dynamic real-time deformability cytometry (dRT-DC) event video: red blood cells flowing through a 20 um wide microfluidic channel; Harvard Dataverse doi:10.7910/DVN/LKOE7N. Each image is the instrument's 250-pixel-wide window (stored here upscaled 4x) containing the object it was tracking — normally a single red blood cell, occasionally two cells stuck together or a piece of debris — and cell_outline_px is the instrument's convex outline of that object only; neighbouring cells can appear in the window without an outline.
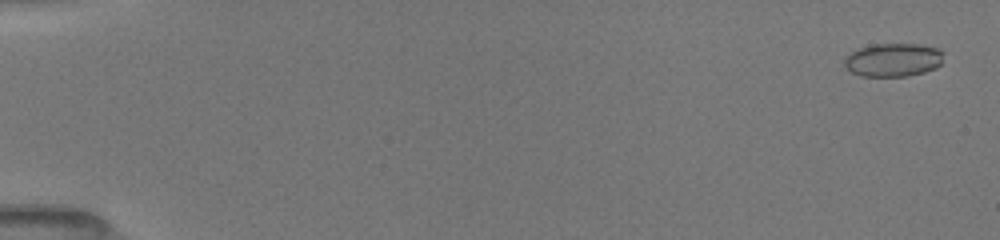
{"species": "common noctule bat (a hibernating species)", "species_latin": "Nyctalus noctula", "temperature_condition": "room temperature", "stored_images_in_passage": 23, "camera_frame_rate_fps": 3000, "um_per_image_px": 0.085, "animal": {"sex": "female", "body_mass_g": 19.5, "forearm_length_mm": 54.1}, "frame": {"image": 1, "passage_image": 2, "time_ms": 0.333, "image_size_px": [1000, 240], "cell_outline_px": [[944, 52], [940, 64], [936, 68], [924, 72], [908, 76], [860, 76], [852, 72], [844, 64], [844, 60], [852, 52], [860, 48], [872, 44], [916, 44], [936, 48]], "centroid_in_image_um": [75.94, 5.09], "position_along_channel_um": 9.1, "area_um2": 19.13}}
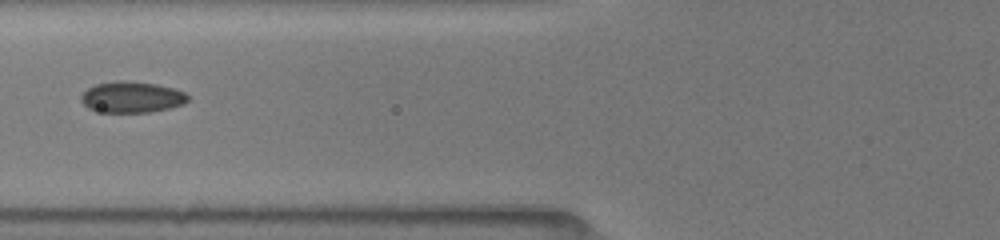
{"frame": {"image": 2, "passage_image": 18, "time_ms": 7.0, "image_size_px": [1000, 240], "cell_outline_px": [[188, 100], [184, 104], [152, 112], [104, 112], [88, 108], [80, 100], [80, 96], [88, 88], [96, 84], [116, 80], [128, 80], [156, 84], [172, 88], [184, 92], [188, 96]], "centroid_in_image_um": [11.19, 8.24], "position_along_channel_um": 114.6, "area_um2": 19.36}}
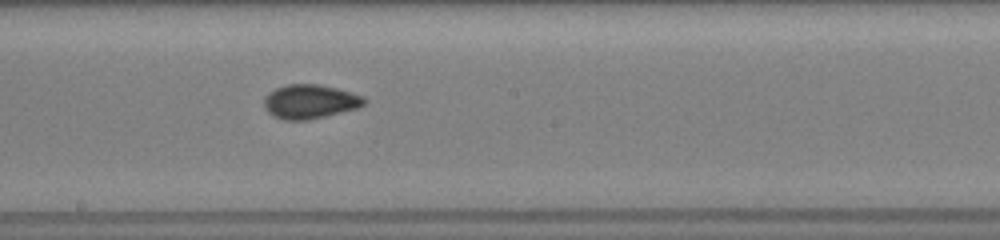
{"frame": {"image": 3, "passage_image": 23, "time_ms": 9.667, "image_size_px": [1000, 240], "cell_outline_px": [[368, 100], [360, 108], [308, 120], [284, 120], [272, 116], [264, 108], [264, 96], [268, 92], [276, 88], [288, 84], [320, 84], [336, 88], [364, 96]], "centroid_in_image_um": [26.35, 8.64], "position_along_channel_um": 221.9, "area_um2": 20.17}}